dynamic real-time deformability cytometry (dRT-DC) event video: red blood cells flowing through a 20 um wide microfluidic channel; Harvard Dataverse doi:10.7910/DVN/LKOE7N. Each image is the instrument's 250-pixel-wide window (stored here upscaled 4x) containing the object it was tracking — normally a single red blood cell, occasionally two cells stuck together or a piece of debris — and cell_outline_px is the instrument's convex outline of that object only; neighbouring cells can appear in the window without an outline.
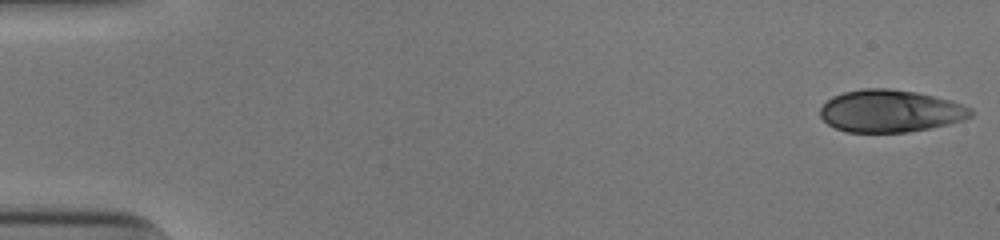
{"species": "human", "species_latin": "Homo sapiens", "temperature_condition": "cold", "stored_images_in_passage": 15, "camera_frame_rate_fps": 3000, "um_per_image_px": 0.085, "donor": {"sex": "male"}, "frame": {"image": 1, "passage_image": 1, "time_ms": 0.0, "image_size_px": [1000, 240], "cell_outline_px": [[972, 116], [964, 120], [948, 124], [908, 132], [848, 132], [836, 128], [828, 124], [820, 116], [820, 108], [832, 96], [844, 92], [860, 88], [888, 88], [916, 92], [952, 100], [964, 104], [972, 108]], "centroid_in_image_um": [75.7, 9.43], "position_along_channel_um": 9.3, "area_um2": 37.28}}
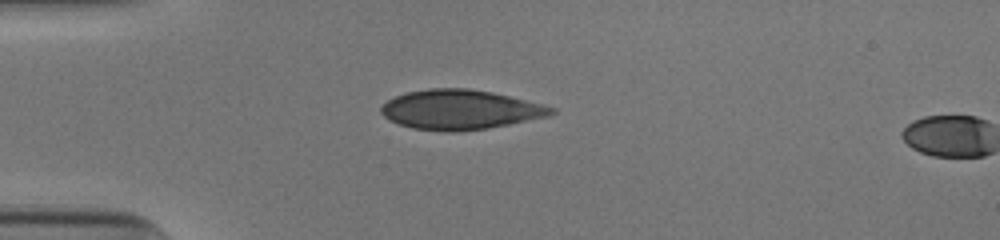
{"frame": {"image": 2, "passage_image": 14, "time_ms": 4.333, "image_size_px": [1000, 240], "cell_outline_px": [[556, 112], [548, 116], [488, 128], [448, 132], [412, 128], [388, 120], [380, 112], [380, 108], [388, 100], [404, 92], [428, 88], [468, 88], [492, 92], [556, 108]], "centroid_in_image_um": [39.07, 9.31], "position_along_channel_um": 45.9, "area_um2": 39.07}}